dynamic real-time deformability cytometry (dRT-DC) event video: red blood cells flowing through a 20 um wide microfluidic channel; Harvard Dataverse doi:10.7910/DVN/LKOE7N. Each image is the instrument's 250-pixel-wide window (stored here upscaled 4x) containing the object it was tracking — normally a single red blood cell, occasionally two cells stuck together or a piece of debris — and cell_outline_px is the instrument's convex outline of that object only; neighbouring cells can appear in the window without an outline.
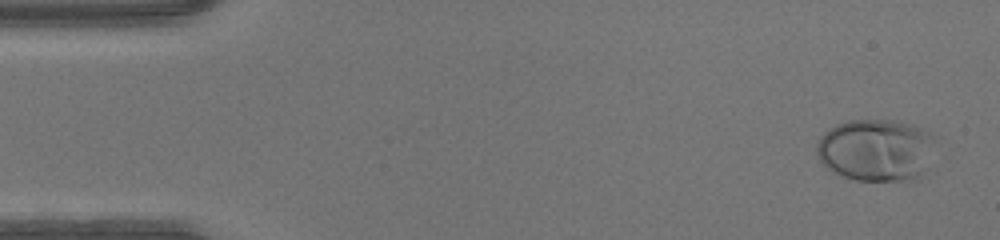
{"species": "human", "species_latin": "Homo sapiens", "temperature_condition": "warm", "stored_images_in_passage": 47, "camera_frame_rate_fps": 3000, "um_per_image_px": 0.085, "donor": {"sex": "male"}, "frame": {"image": 1, "passage_image": 2, "time_ms": 0.333, "image_size_px": [1000, 240], "cell_outline_px": [[932, 136], [924, 168], [920, 172], [912, 176], [900, 180], [856, 180], [832, 172], [820, 160], [816, 152], [816, 144], [820, 136], [824, 132], [836, 124], [848, 120], [892, 120], [912, 124], [932, 132]], "centroid_in_image_um": [74.34, 12.71], "position_along_channel_um": 10.7, "area_um2": 41.96}}
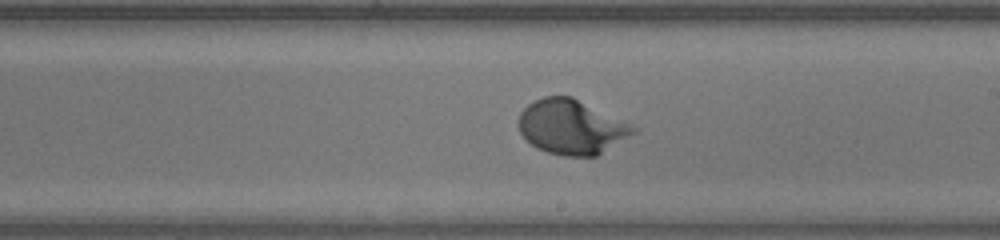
{"frame": {"image": 2, "passage_image": 27, "time_ms": 8.667, "image_size_px": [1000, 240], "cell_outline_px": [[640, 128], [636, 132], [596, 156], [564, 156], [548, 152], [536, 148], [520, 132], [516, 124], [520, 112], [528, 104], [544, 96], [572, 96]], "centroid_in_image_um": [48.56, 10.78], "position_along_channel_um": 240.4, "area_um2": 36.47}}
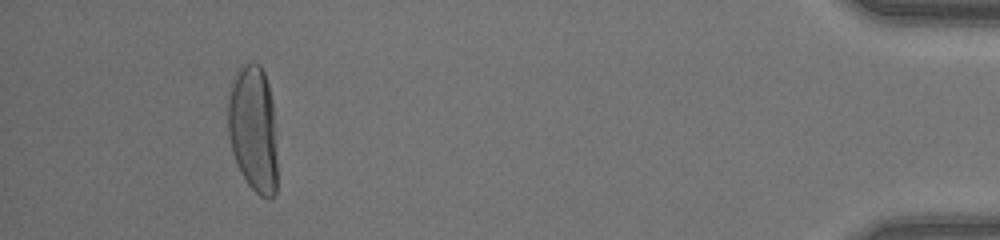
{"frame": {"image": 3, "passage_image": 44, "time_ms": 14.333, "image_size_px": [1000, 240], "cell_outline_px": [[276, 192], [268, 200], [260, 196], [248, 184], [240, 172], [232, 152], [228, 136], [228, 100], [232, 80], [236, 68], [244, 64], [260, 64], [264, 72], [268, 84], [272, 100], [276, 132]], "centroid_in_image_um": [21.52, 10.95], "position_along_channel_um": 413.7, "area_um2": 36.88}}